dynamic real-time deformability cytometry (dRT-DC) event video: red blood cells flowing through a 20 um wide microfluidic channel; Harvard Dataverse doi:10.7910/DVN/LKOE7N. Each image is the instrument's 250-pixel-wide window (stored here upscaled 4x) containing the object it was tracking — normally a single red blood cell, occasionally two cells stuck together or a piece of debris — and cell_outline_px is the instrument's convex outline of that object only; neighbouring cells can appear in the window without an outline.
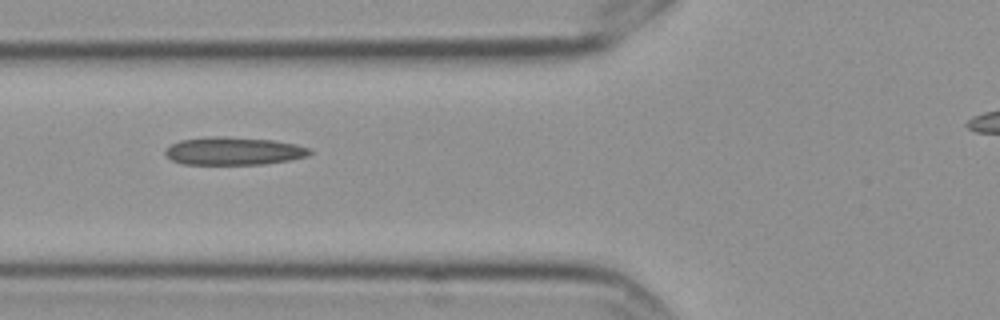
{"species": "Egyptian fruit bat (a non-hibernating species)", "species_latin": "Rousettus aegyptiacus", "temperature_condition": "cold", "stored_images_in_passage": 5, "camera_frame_rate_fps": 3000, "um_per_image_px": 0.085, "frame": {"image": 1, "passage_image": 2, "time_ms": 0.333, "image_size_px": [1000, 320], "cell_outline_px": [[312, 152], [308, 156], [288, 160], [264, 164], [180, 164], [172, 160], [164, 152], [164, 148], [180, 140], [208, 136], [228, 136], [272, 140], [296, 144], [312, 148]], "centroid_in_image_um": [19.85, 12.83], "position_along_channel_um": 105.9, "area_um2": 23.7}}
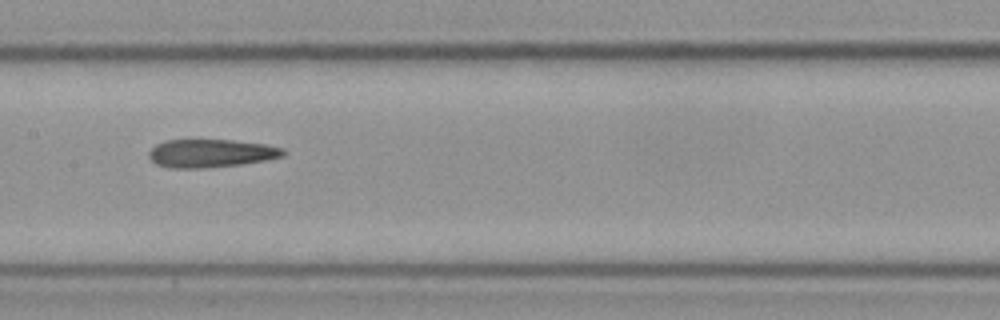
{"frame": {"image": 2, "passage_image": 4, "time_ms": 1.0, "image_size_px": [1000, 320], "cell_outline_px": [[288, 152], [284, 156], [264, 160], [240, 164], [204, 168], [172, 168], [156, 164], [148, 156], [148, 152], [156, 144], [164, 140], [232, 140], [264, 144], [284, 148]], "centroid_in_image_um": [17.93, 13.02], "position_along_channel_um": 189.5, "area_um2": 22.02}}
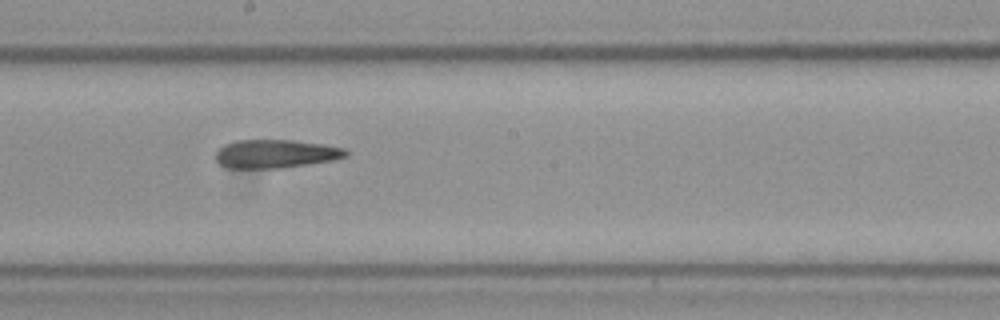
{"frame": {"image": 3, "passage_image": 5, "time_ms": 1.333, "image_size_px": [1000, 320], "cell_outline_px": [[348, 156], [332, 160], [280, 168], [228, 168], [220, 164], [216, 160], [216, 152], [224, 144], [236, 140], [292, 140], [324, 144], [344, 148], [348, 152]], "centroid_in_image_um": [23.42, 13.07], "position_along_channel_um": 224.8, "area_um2": 21.5}}